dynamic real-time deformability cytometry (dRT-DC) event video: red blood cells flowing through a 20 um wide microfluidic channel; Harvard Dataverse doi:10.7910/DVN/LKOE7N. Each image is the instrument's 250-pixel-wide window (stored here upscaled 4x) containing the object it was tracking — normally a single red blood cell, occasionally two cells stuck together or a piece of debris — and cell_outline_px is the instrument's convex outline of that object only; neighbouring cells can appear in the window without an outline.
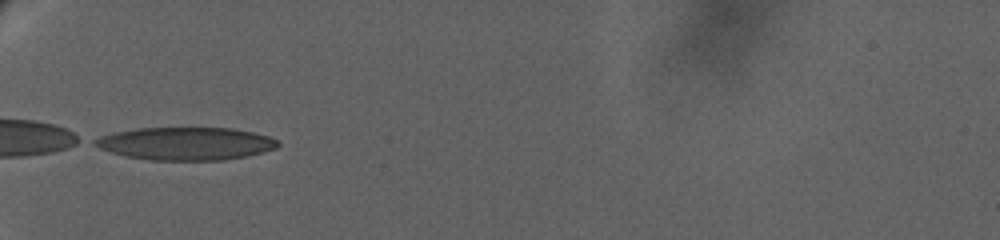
{"species": "human", "species_latin": "Homo sapiens", "temperature_condition": "warm", "stored_images_in_passage": 90, "camera_frame_rate_fps": 3000, "um_per_image_px": 0.085, "donor": {"sex": "female"}, "frame": {"image": 1, "passage_image": 1, "time_ms": 0.0, "image_size_px": [1000, 240], "cell_outline_px": [[280, 144], [276, 148], [248, 156], [224, 160], [152, 160], [128, 156], [112, 152], [100, 148], [92, 144], [92, 140], [100, 136], [112, 132], [136, 128], [232, 128], [252, 132], [268, 136], [276, 140]], "centroid_in_image_um": [15.77, 12.2], "position_along_channel_um": 69.2, "area_um2": 34.97}}
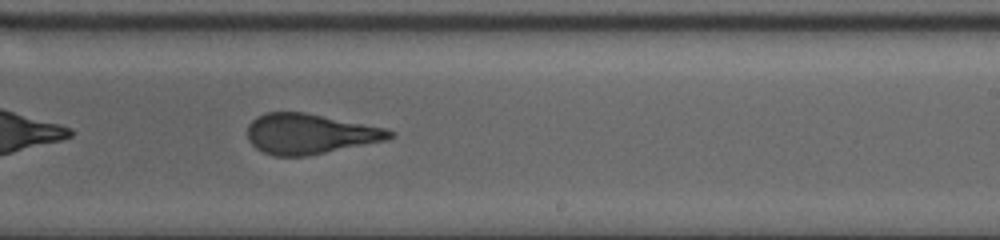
{"frame": {"image": 2, "passage_image": 41, "time_ms": 7.0, "image_size_px": [1000, 240], "cell_outline_px": [[396, 132], [388, 140], [304, 156], [276, 156], [264, 152], [256, 148], [248, 140], [248, 124], [256, 116], [264, 112], [304, 112], [384, 128]], "centroid_in_image_um": [26.3, 11.37], "position_along_channel_um": 262.7, "area_um2": 33.06}}
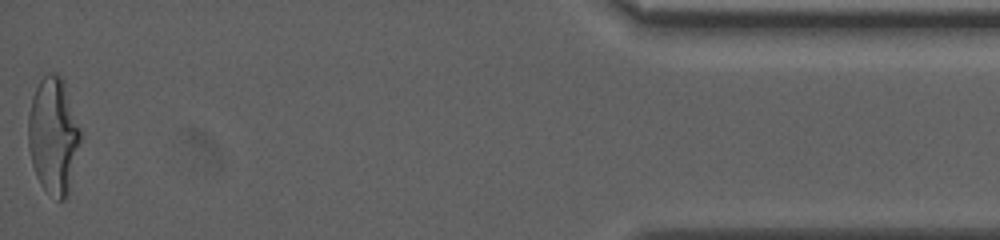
{"frame": {"image": 3, "passage_image": 89, "time_ms": 15.0, "image_size_px": [1000, 240], "cell_outline_px": [[84, 132], [68, 196], [64, 200], [60, 200], [44, 188], [40, 184], [36, 176], [32, 164], [28, 148], [28, 116], [32, 96], [40, 80], [48, 72], [56, 72], [64, 80]], "centroid_in_image_um": [4.59, 11.5], "position_along_channel_um": 430.6, "area_um2": 36.47}, "authors_computed_cell_mechanics": {"area_um2": 34.1309, "velocity_mm_per_s": 2.9099, "shape_relaxation_time_tau1_ms": 8.1733, "shape_relaxation_time_tau2_ms": 1.6759, "deformation_change_tau1": 0.2608, "deformation_change_tau2": 0.1125}}